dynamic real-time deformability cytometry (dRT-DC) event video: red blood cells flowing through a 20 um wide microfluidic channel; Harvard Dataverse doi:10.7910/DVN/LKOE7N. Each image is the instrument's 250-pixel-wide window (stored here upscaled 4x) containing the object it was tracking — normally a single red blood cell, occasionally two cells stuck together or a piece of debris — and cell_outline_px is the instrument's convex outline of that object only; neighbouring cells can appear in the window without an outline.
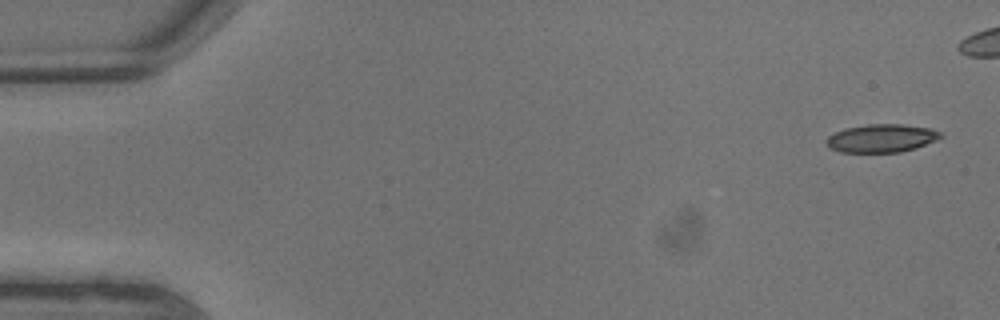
{"species": "common noctule bat (a hibernating species)", "species_latin": "Nyctalus noctula", "temperature_condition": "warm", "stored_images_in_passage": 7, "camera_frame_rate_fps": 3000, "um_per_image_px": 0.085, "animal": {"sex": "male", "body_mass_g": 13.3}, "frame": {"image": 1, "passage_image": 1, "time_ms": 0.0, "image_size_px": [1000, 320], "cell_outline_px": [[944, 136], [936, 140], [916, 148], [900, 152], [840, 152], [828, 148], [828, 136], [844, 128], [868, 124], [904, 124], [932, 128], [940, 132]], "centroid_in_image_um": [74.96, 11.74], "position_along_channel_um": 10.0, "area_um2": 18.79}}